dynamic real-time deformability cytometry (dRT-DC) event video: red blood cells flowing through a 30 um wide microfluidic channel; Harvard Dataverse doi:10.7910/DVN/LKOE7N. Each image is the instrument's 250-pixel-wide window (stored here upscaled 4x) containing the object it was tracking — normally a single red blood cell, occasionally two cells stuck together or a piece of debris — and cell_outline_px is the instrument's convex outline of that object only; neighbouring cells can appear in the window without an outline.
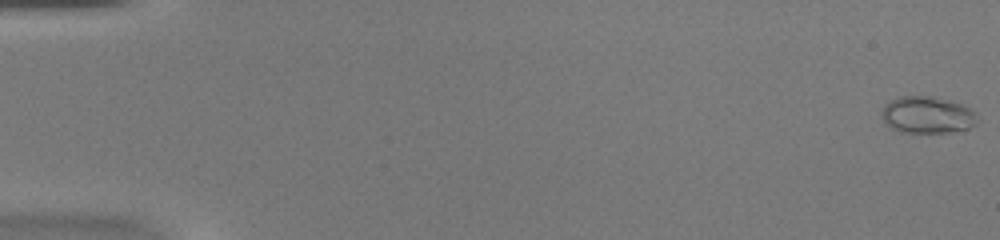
{"species": "common noctule bat (a hibernating species)", "species_latin": "Nyctalus noctula", "temperature_condition": "warm", "stored_images_in_passage": 49, "camera_frame_rate_fps": 3000, "um_per_image_px": 0.085, "animal": {"sex": "female", "body_mass_g": 20.0, "forearm_length_mm": 54.0}, "frame": {"image": 1, "passage_image": 1, "time_ms": 0.0, "image_size_px": [1000, 240], "cell_outline_px": [[980, 120], [976, 124], [968, 128], [952, 132], [904, 132], [892, 128], [884, 120], [884, 104], [900, 96], [932, 96], [948, 100], [960, 104], [968, 108]], "centroid_in_image_um": [78.85, 9.76], "position_along_channel_um": 6.1, "area_um2": 20.11}}
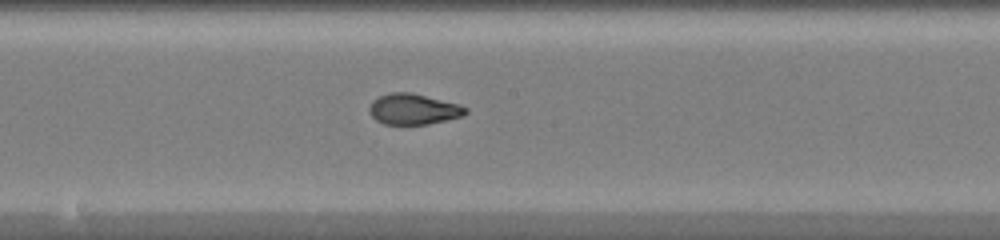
{"frame": {"image": 2, "passage_image": 30, "time_ms": 9.667, "image_size_px": [1000, 240], "cell_outline_px": [[468, 112], [464, 116], [428, 124], [384, 124], [376, 120], [368, 112], [368, 108], [372, 100], [380, 96], [392, 92], [412, 92], [460, 104], [468, 108]], "centroid_in_image_um": [35.15, 9.27], "position_along_channel_um": 213.0, "area_um2": 17.46}}
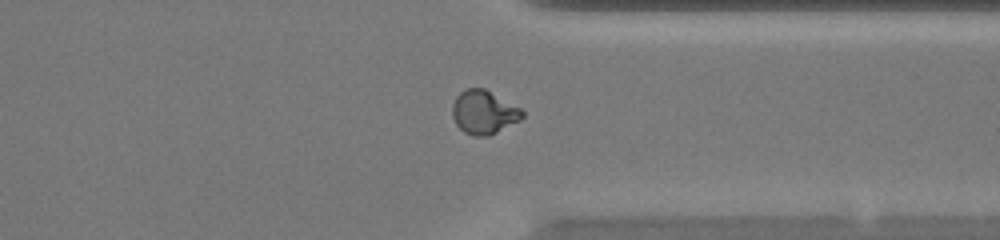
{"frame": {"image": 3, "passage_image": 42, "time_ms": 13.667, "image_size_px": [1000, 240], "cell_outline_px": [[524, 116], [520, 120], [488, 136], [472, 136], [464, 132], [456, 124], [452, 116], [452, 104], [456, 96], [460, 92], [468, 88], [484, 88], [520, 108], [524, 112]], "centroid_in_image_um": [41.1, 9.54], "position_along_channel_um": 370.3, "area_um2": 17.69}, "authors_computed_cell_mechanics": {"area_um2": 17.6868, "velocity_mm_per_s": 3.9507, "shape_relaxation_time_tau1_ms": 10.8982, "shape_relaxation_time_tau2_ms": 0.9098, "deformation_change_tau1": 0.344, "deformation_change_tau2": 0.0516}}